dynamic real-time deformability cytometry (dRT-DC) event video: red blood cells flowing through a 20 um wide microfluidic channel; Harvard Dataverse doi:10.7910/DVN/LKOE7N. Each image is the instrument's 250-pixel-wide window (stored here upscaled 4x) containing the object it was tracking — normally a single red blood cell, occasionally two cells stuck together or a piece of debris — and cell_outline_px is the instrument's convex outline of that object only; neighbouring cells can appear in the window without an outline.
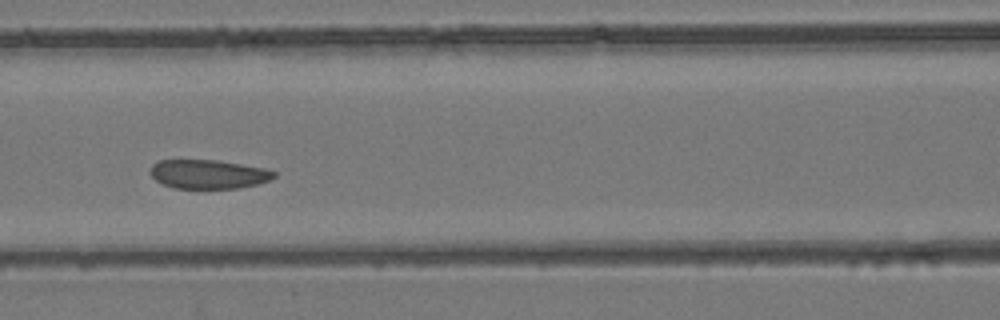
{"species": "common noctule bat (a hibernating species)", "species_latin": "Nyctalus noctula", "temperature_condition": "room temperature", "stored_images_in_passage": 8, "camera_frame_rate_fps": 3000, "um_per_image_px": 0.085, "animal": {"sex": "female", "body_mass_g": 24.6, "forearm_length_mm": 56.2}, "frame": {"image": 1, "passage_image": 5, "time_ms": 1.333, "image_size_px": [1000, 320], "cell_outline_px": [[276, 176], [268, 180], [256, 184], [240, 188], [172, 188], [156, 180], [152, 176], [152, 164], [160, 160], [216, 160], [264, 168], [276, 172]], "centroid_in_image_um": [17.72, 14.8], "position_along_channel_um": 148.9, "area_um2": 20.63}}
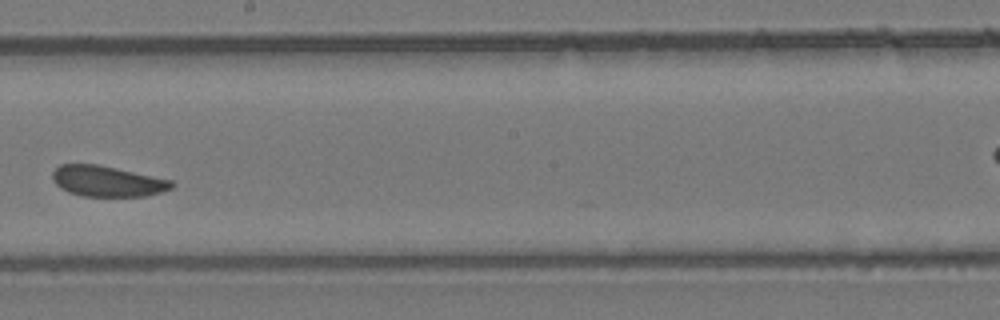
{"frame": {"image": 2, "passage_image": 7, "time_ms": 2.0, "image_size_px": [1000, 320], "cell_outline_px": [[176, 184], [172, 188], [148, 196], [80, 196], [68, 192], [60, 188], [52, 180], [52, 172], [60, 164], [100, 164], [172, 180]], "centroid_in_image_um": [9.12, 15.4], "position_along_channel_um": 239.1, "area_um2": 21.56}}
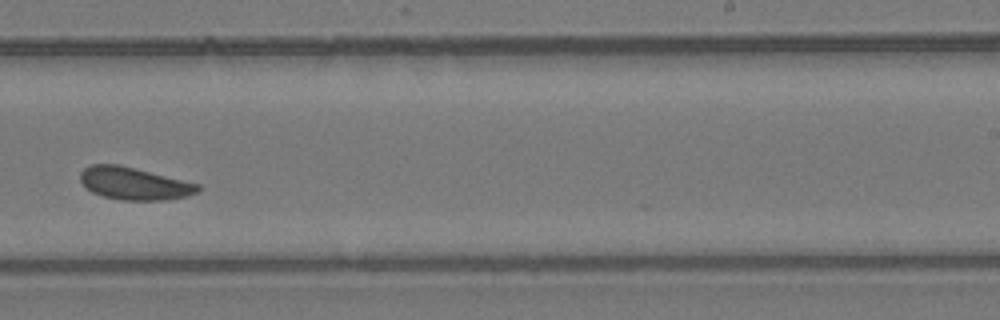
{"frame": {"image": 3, "passage_image": 8, "time_ms": 2.333, "image_size_px": [1000, 320], "cell_outline_px": [[200, 192], [188, 196], [164, 200], [124, 200], [104, 196], [92, 192], [80, 180], [80, 172], [84, 168], [92, 164], [120, 164], [200, 184]], "centroid_in_image_um": [11.44, 15.59], "position_along_channel_um": 277.6, "area_um2": 22.25}}